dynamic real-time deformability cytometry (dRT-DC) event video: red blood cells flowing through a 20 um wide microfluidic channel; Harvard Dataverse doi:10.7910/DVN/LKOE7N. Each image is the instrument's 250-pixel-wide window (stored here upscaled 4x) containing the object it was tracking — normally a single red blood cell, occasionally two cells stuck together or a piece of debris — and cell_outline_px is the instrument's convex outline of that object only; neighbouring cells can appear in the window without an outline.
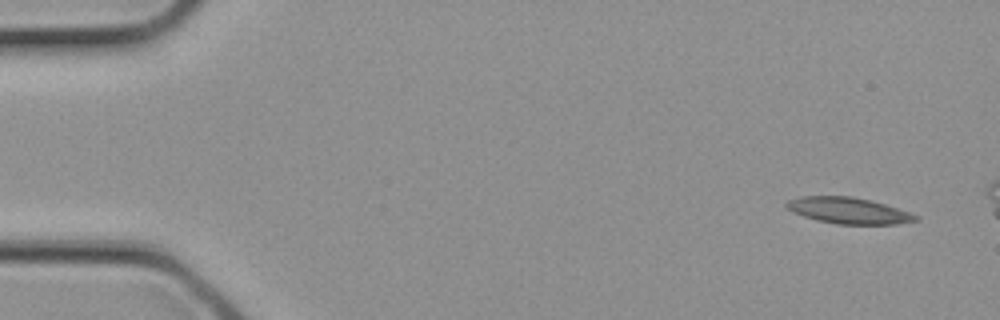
{"species": "common noctule bat (a hibernating species)", "species_latin": "Nyctalus noctula", "temperature_condition": "cold", "stored_images_in_passage": 3, "camera_frame_rate_fps": 3000, "um_per_image_px": 0.085, "animal": {"sex": "female", "body_mass_g": 21.9}, "frame": {"image": 1, "passage_image": 1, "time_ms": 0.0, "image_size_px": [1000, 320], "cell_outline_px": [[920, 220], [896, 224], [836, 224], [816, 220], [792, 212], [784, 204], [788, 200], [800, 196], [852, 196], [872, 200], [912, 212], [920, 216]], "centroid_in_image_um": [72.17, 17.89], "position_along_channel_um": 12.8, "area_um2": 20.0}}